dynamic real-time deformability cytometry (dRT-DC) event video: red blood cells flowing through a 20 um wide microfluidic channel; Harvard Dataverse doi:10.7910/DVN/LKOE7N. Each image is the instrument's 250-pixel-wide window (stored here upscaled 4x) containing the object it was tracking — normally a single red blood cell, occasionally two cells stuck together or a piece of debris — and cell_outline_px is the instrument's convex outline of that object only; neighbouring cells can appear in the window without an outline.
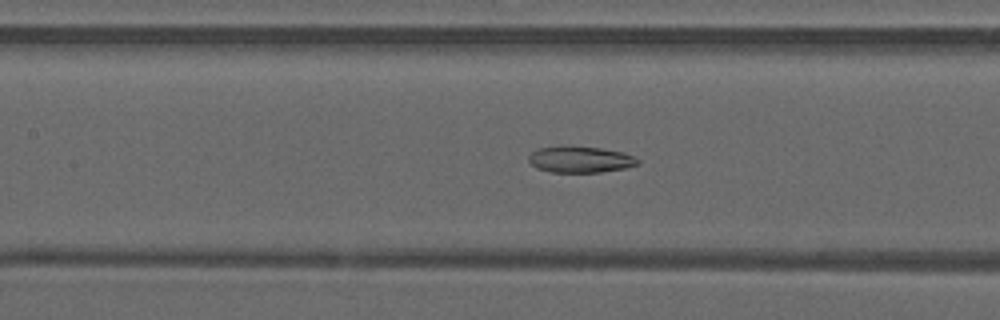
{"species": "common noctule bat (a hibernating species)", "species_latin": "Nyctalus noctula", "temperature_condition": "warm", "stored_images_in_passage": 50, "camera_frame_rate_fps": 3000, "um_per_image_px": 0.085, "animal": {"sex": "male", "forearm_length_mm": 52.5}, "frame": {"image": 1, "passage_image": 23, "time_ms": 7.333, "image_size_px": [1000, 320], "cell_outline_px": [[640, 164], [624, 168], [600, 172], [552, 172], [536, 168], [528, 160], [528, 156], [536, 148], [564, 144], [600, 148], [624, 152], [640, 160]], "centroid_in_image_um": [49.29, 13.52], "position_along_channel_um": 158.1, "area_um2": 17.11}}
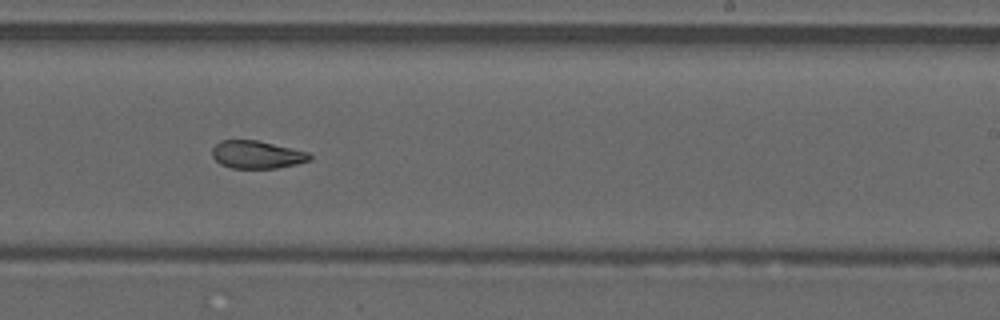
{"frame": {"image": 2, "passage_image": 31, "time_ms": 10.0, "image_size_px": [1000, 320], "cell_outline_px": [[312, 160], [296, 164], [276, 168], [232, 168], [220, 164], [212, 156], [212, 148], [220, 140], [256, 140], [292, 148], [308, 152], [312, 156]], "centroid_in_image_um": [21.83, 13.14], "position_along_channel_um": 267.2, "area_um2": 15.78}}
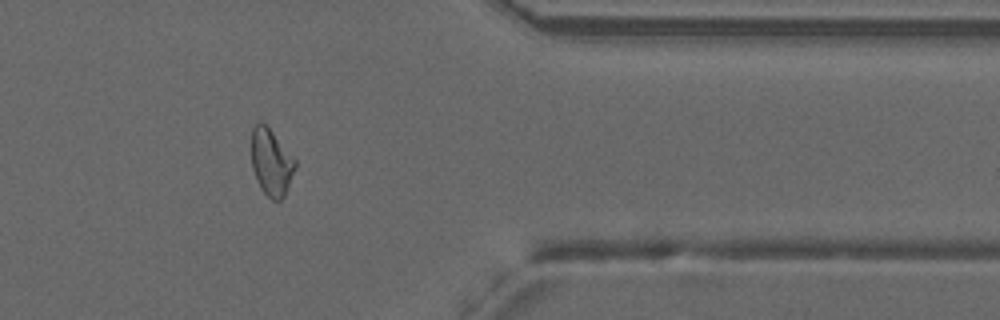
{"frame": {"image": 3, "passage_image": 41, "time_ms": 13.333, "image_size_px": [1000, 320], "cell_outline_px": [[296, 164], [284, 196], [280, 200], [272, 200], [260, 188], [256, 180], [252, 168], [252, 128], [260, 120], [272, 132], [296, 160]], "centroid_in_image_um": [23.03, 13.8], "position_along_channel_um": 388.4, "area_um2": 16.65}, "authors_computed_cell_mechanics": {"area_um2": 18.2937, "velocity_mm_per_s": 4.1155, "shape_relaxation_time_tau1_ms": null, "shape_relaxation_time_tau2_ms": 3.6076, "deformation_change_tau1": null, "deformation_change_tau2": 0.108}}